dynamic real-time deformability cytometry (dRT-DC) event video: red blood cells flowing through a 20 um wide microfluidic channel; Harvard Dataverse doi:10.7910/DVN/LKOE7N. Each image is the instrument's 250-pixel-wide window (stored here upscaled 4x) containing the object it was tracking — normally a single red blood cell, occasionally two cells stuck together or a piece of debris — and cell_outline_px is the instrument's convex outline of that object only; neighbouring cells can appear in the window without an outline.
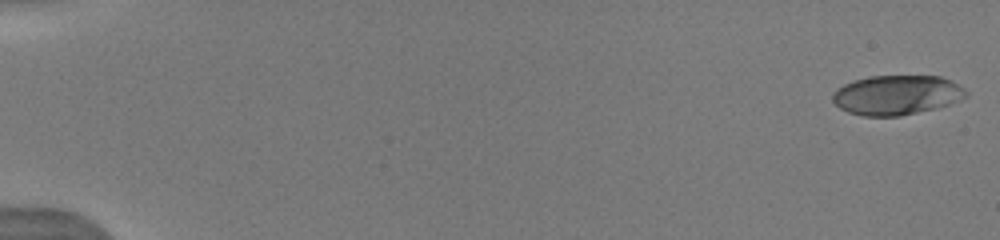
{"species": "human", "species_latin": "Homo sapiens", "temperature_condition": "warm", "stored_images_in_passage": 38, "camera_frame_rate_fps": 3000, "um_per_image_px": 0.085, "donor": {"sex": "male"}, "frame": {"image": 1, "passage_image": 1, "time_ms": 0.0, "image_size_px": [1000, 240], "cell_outline_px": [[968, 96], [960, 100], [936, 108], [900, 116], [864, 116], [848, 112], [840, 108], [832, 100], [832, 96], [836, 88], [844, 84], [868, 76], [940, 76], [964, 88], [968, 92]], "centroid_in_image_um": [76.21, 8.08], "position_along_channel_um": 8.8, "area_um2": 30.69}}
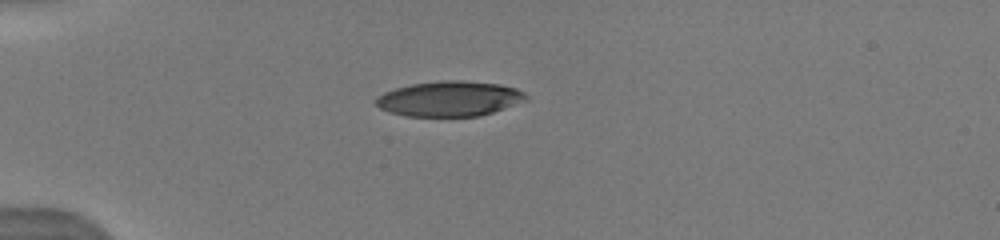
{"frame": {"image": 2, "passage_image": 10, "time_ms": 4.667, "image_size_px": [1000, 240], "cell_outline_px": [[528, 100], [480, 116], [404, 116], [388, 112], [380, 108], [372, 100], [376, 96], [384, 92], [396, 88], [412, 84], [440, 80], [460, 80], [500, 84], [516, 88], [524, 92], [528, 96]], "centroid_in_image_um": [38.18, 8.39], "position_along_channel_um": 46.8, "area_um2": 30.98}}
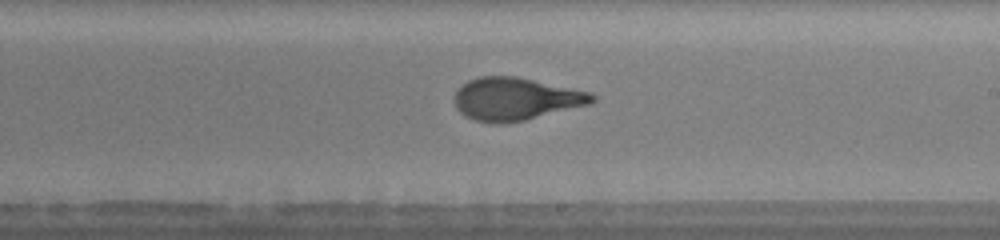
{"frame": {"image": 3, "passage_image": 23, "time_ms": 10.333, "image_size_px": [1000, 240], "cell_outline_px": [[596, 100], [592, 104], [524, 120], [504, 124], [492, 124], [476, 120], [464, 116], [456, 108], [452, 100], [456, 92], [468, 80], [480, 76], [516, 76], [592, 92], [596, 96]], "centroid_in_image_um": [43.84, 8.42], "position_along_channel_um": 245.2, "area_um2": 34.56}, "authors_computed_cell_mechanics": {"area_um2": 33.524, "velocity_mm_per_s": 4.0432, "shape_relaxation_time_tau1_ms": 4.5819, "shape_relaxation_time_tau2_ms": 0.8113, "deformation_change_tau1": 0.2483, "deformation_change_tau2": 0.0772}}